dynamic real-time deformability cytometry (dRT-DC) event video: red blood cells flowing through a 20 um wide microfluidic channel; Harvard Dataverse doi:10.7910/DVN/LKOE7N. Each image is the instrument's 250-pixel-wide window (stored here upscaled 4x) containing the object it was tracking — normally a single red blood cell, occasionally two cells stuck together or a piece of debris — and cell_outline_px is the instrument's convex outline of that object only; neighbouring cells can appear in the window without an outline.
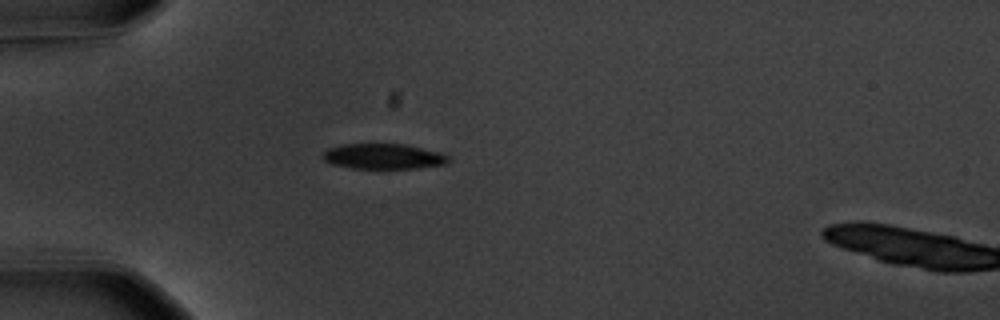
{"species": "common noctule bat (a hibernating species)", "species_latin": "Nyctalus noctula", "temperature_condition": "warm", "stored_images_in_passage": 3, "camera_frame_rate_fps": 3000, "um_per_image_px": 0.085, "animal": {"sex": "male", "body_mass_g": 20.1, "forearm_length_mm": 53.5}, "frame": {"image": 1, "passage_image": 1, "time_ms": 0.0, "image_size_px": [1000, 320], "cell_outline_px": [[448, 160], [444, 164], [416, 168], [352, 168], [332, 164], [324, 160], [324, 152], [328, 148], [340, 144], [408, 144], [440, 152], [448, 156]], "centroid_in_image_um": [32.58, 13.28], "position_along_channel_um": 52.4, "area_um2": 18.44}}